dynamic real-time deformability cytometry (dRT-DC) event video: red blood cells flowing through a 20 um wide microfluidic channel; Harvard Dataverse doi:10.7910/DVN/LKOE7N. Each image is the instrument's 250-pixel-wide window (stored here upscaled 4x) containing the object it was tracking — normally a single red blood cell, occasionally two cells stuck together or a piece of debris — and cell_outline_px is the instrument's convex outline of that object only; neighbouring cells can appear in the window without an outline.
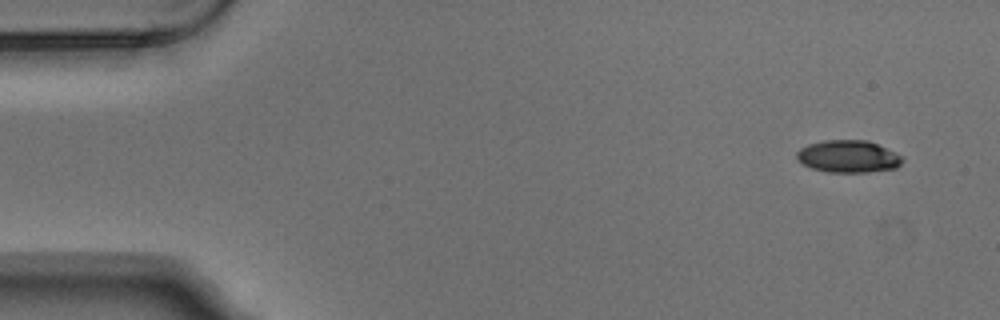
{"species": "Egyptian fruit bat (a non-hibernating species)", "species_latin": "Rousettus aegyptiacus", "temperature_condition": "warm", "stored_images_in_passage": 8, "camera_frame_rate_fps": 3000, "um_per_image_px": 0.085, "animal": {"sex": "male"}, "frame": {"image": 1, "passage_image": 1, "time_ms": 0.0, "image_size_px": [1000, 320], "cell_outline_px": [[904, 160], [896, 168], [868, 172], [828, 172], [812, 168], [796, 160], [796, 152], [800, 148], [808, 144], [824, 140], [868, 140], [900, 156]], "centroid_in_image_um": [72.05, 13.3], "position_along_channel_um": 13.0, "area_um2": 19.71}}
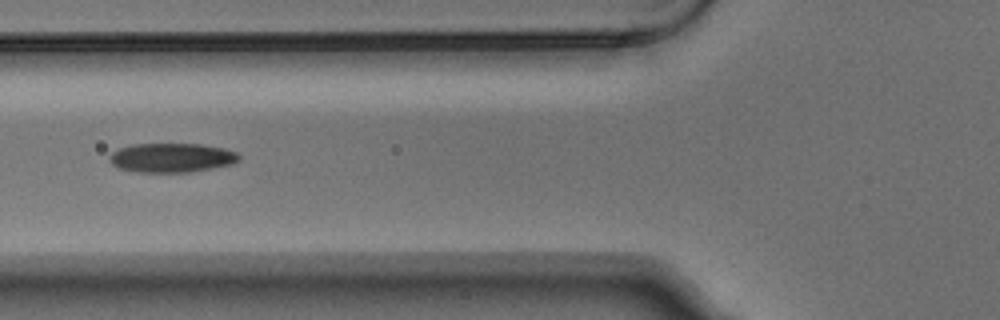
{"frame": {"image": 2, "passage_image": 5, "time_ms": 1.333, "image_size_px": [1000, 320], "cell_outline_px": [[240, 160], [232, 164], [212, 168], [188, 172], [140, 172], [120, 168], [112, 164], [108, 160], [108, 156], [112, 152], [120, 148], [132, 144], [204, 144], [224, 148], [236, 152], [240, 156]], "centroid_in_image_um": [14.6, 13.4], "position_along_channel_um": 111.2, "area_um2": 22.08}}
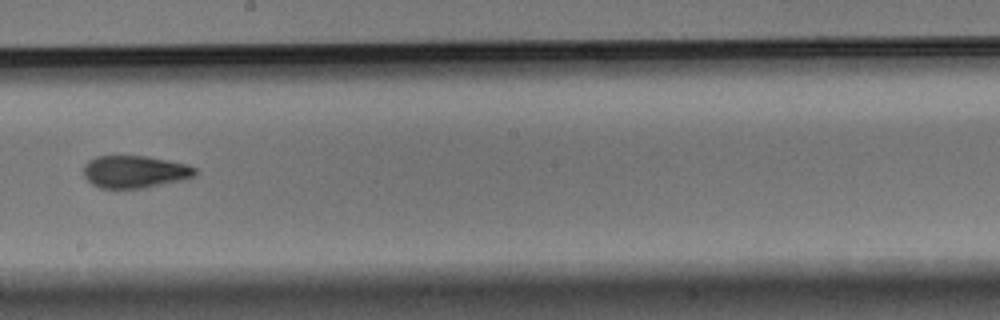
{"frame": {"image": 3, "passage_image": 8, "time_ms": 2.333, "image_size_px": [1000, 320], "cell_outline_px": [[196, 176], [184, 180], [144, 188], [100, 188], [92, 184], [84, 176], [84, 164], [88, 160], [96, 156], [148, 156], [188, 164], [196, 168]], "centroid_in_image_um": [11.48, 14.59], "position_along_channel_um": 236.7, "area_um2": 21.27}}